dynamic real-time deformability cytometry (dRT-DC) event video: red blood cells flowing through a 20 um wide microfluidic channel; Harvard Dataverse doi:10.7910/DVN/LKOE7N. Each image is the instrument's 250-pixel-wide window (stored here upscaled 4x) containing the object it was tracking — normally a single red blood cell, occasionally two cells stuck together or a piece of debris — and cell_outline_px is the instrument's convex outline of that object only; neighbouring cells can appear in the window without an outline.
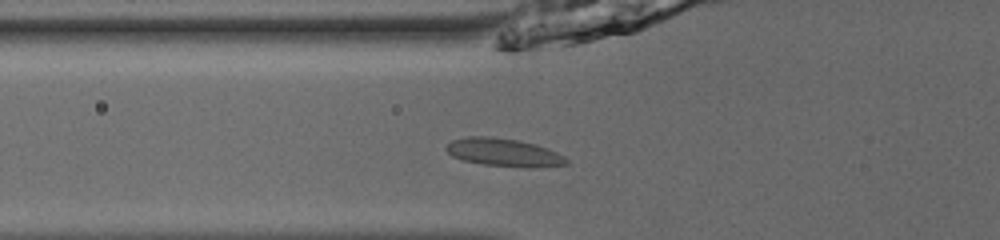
{"species": "common noctule bat (a hibernating species)", "species_latin": "Nyctalus noctula", "temperature_condition": "room temperature", "stored_images_in_passage": 36, "camera_frame_rate_fps": 3000, "um_per_image_px": 0.085, "animal": {"sex": "male", "body_mass_g": 13.0, "forearm_length_mm": 53.1}, "frame": {"image": 1, "passage_image": 4, "time_ms": 1.0, "image_size_px": [1000, 240], "cell_outline_px": [[568, 164], [528, 168], [484, 164], [464, 160], [452, 156], [444, 148], [452, 140], [468, 136], [488, 136], [516, 140], [548, 148], [564, 156], [568, 160]], "centroid_in_image_um": [42.81, 12.96], "position_along_channel_um": 83.0, "area_um2": 19.36}}
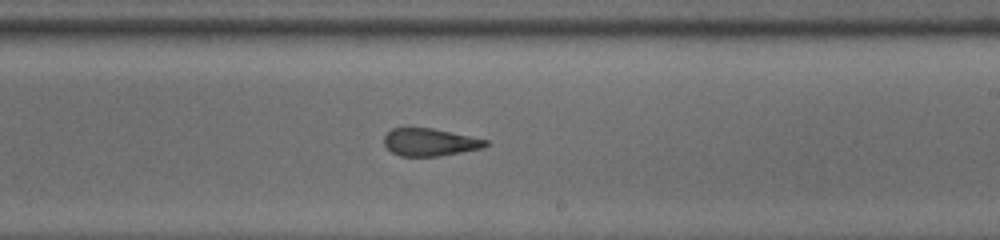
{"frame": {"image": 2, "passage_image": 17, "time_ms": 5.333, "image_size_px": [1000, 240], "cell_outline_px": [[488, 144], [484, 148], [440, 156], [400, 156], [392, 152], [384, 144], [384, 136], [392, 128], [432, 128], [488, 140]], "centroid_in_image_um": [36.54, 12.09], "position_along_channel_um": 252.5, "area_um2": 16.24}}
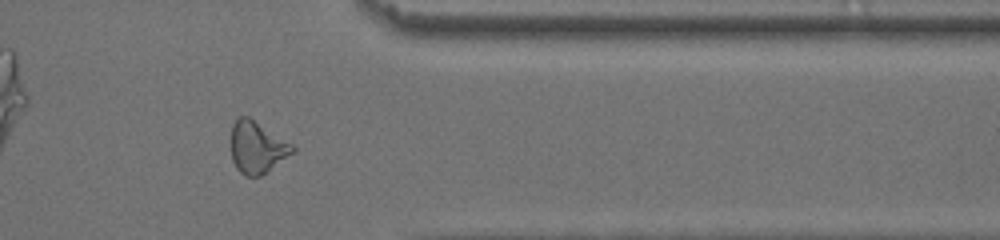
{"frame": {"image": 3, "passage_image": 28, "time_ms": 9.0, "image_size_px": [1000, 240], "cell_outline_px": [[296, 148], [292, 152], [260, 176], [244, 176], [236, 168], [232, 160], [232, 124], [236, 116], [248, 116], [292, 144]], "centroid_in_image_um": [21.8, 12.5], "position_along_channel_um": 389.6, "area_um2": 18.21}, "authors_computed_cell_mechanics": {"area_um2": 18.0336, "velocity_mm_per_s": 3.8829, "shape_relaxation_time_tau1_ms": null, "shape_relaxation_time_tau2_ms": 2.1021, "deformation_change_tau1": null, "deformation_change_tau2": 0.1077}}